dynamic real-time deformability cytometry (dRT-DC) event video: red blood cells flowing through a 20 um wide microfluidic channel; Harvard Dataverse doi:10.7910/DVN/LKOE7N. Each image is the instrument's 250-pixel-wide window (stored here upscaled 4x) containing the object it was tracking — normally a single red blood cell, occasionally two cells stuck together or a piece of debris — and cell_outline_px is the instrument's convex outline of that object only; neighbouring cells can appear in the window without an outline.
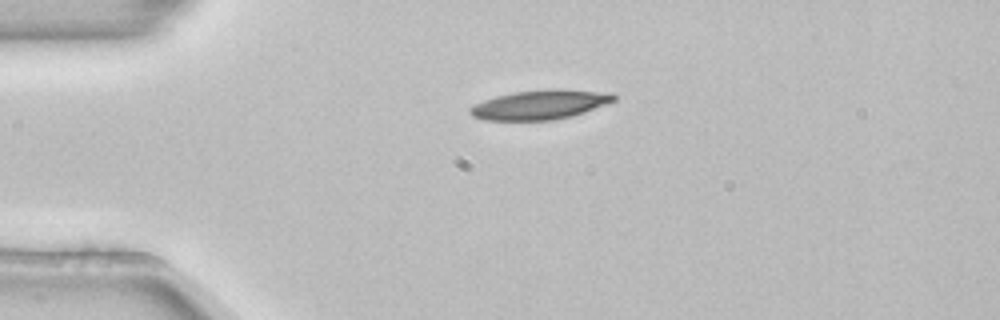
{"species": "common noctule bat (a hibernating species)", "species_latin": "Nyctalus noctula", "temperature_condition": "room temperature", "stored_images_in_passage": 3, "camera_frame_rate_fps": 3000, "um_per_image_px": 0.085, "animal": {"sex": "female", "body_mass_g": 22.7, "forearm_length_mm": 54.2}, "frame": {"image": 1, "passage_image": 1, "time_ms": 0.0, "image_size_px": [1000, 320], "cell_outline_px": [[616, 100], [584, 112], [572, 116], [552, 120], [484, 120], [472, 116], [468, 112], [468, 108], [484, 100], [496, 96], [512, 92], [552, 88], [564, 88], [612, 92], [616, 96]], "centroid_in_image_um": [45.93, 8.88], "position_along_channel_um": 39.1, "area_um2": 24.97}}